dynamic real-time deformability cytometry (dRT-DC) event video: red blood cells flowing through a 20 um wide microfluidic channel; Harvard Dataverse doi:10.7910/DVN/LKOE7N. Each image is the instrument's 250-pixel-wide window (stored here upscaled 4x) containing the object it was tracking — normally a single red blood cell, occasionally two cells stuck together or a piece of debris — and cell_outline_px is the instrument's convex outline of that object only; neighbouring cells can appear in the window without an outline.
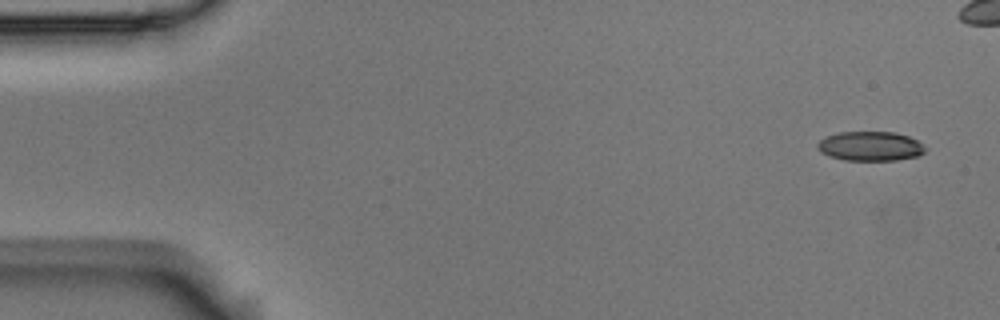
{"species": "Egyptian fruit bat (a non-hibernating species)", "species_latin": "Rousettus aegyptiacus", "temperature_condition": "room temperature", "stored_images_in_passage": 6, "segment_of_instrument_passage": [2, 2], "camera_frame_rate_fps": 3000, "um_per_image_px": 0.085, "animal": {"sex": "male"}, "frame": {"image": 1, "passage_image": 6, "time_ms": 1.667, "image_size_px": [1000, 320], "cell_outline_px": [[928, 148], [924, 152], [916, 156], [896, 160], [844, 160], [828, 156], [820, 152], [816, 148], [816, 144], [820, 140], [836, 132], [896, 132], [908, 136], [916, 140]], "centroid_in_image_um": [73.95, 12.42], "position_along_channel_um": 11.0, "area_um2": 18.55}}